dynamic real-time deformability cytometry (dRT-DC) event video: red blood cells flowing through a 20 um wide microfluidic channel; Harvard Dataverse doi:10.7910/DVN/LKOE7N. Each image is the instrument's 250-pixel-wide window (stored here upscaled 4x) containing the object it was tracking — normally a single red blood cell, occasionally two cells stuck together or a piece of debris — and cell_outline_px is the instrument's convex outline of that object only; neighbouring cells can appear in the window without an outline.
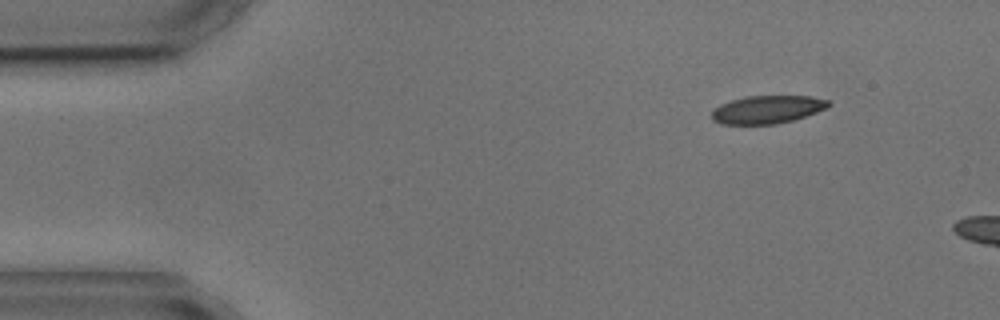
{"species": "common noctule bat (a hibernating species)", "species_latin": "Nyctalus noctula", "temperature_condition": "cold", "stored_images_in_passage": 2, "camera_frame_rate_fps": 3000, "um_per_image_px": 0.085, "animal": {"sex": "male", "body_mass_g": 17.9, "forearm_length_mm": 54.2}, "frame": {"image": 1, "passage_image": 1, "time_ms": 0.0, "image_size_px": [1000, 320], "cell_outline_px": [[832, 104], [816, 112], [792, 120], [776, 124], [720, 124], [712, 120], [712, 112], [720, 104], [732, 100], [748, 96], [812, 96], [828, 100]], "centroid_in_image_um": [65.21, 9.31], "position_along_channel_um": 19.8, "area_um2": 18.84}}